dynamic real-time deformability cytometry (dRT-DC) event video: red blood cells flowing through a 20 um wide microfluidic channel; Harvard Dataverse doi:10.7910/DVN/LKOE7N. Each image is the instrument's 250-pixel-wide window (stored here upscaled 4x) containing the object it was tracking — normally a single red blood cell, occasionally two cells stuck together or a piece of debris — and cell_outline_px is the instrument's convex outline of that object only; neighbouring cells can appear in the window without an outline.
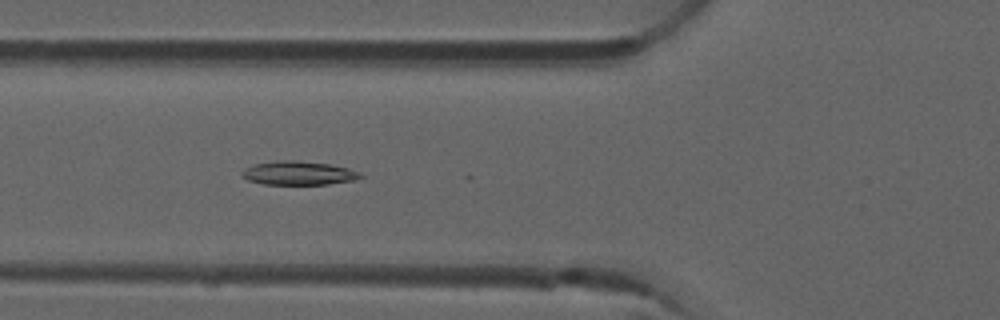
{"species": "common noctule bat (a hibernating species)", "species_latin": "Nyctalus noctula", "temperature_condition": "room temperature", "stored_images_in_passage": 47, "camera_frame_rate_fps": 3000, "um_per_image_px": 0.085, "animal": {"sex": "male", "forearm_length_mm": 52.5}, "frame": {"image": 1, "passage_image": 14, "time_ms": 4.333, "image_size_px": [1000, 320], "cell_outline_px": [[364, 176], [356, 180], [328, 184], [264, 184], [248, 180], [240, 176], [240, 172], [244, 168], [252, 164], [276, 160], [296, 160], [328, 164], [348, 168], [360, 172]], "centroid_in_image_um": [25.34, 14.7], "position_along_channel_um": 100.5, "area_um2": 16.59}}
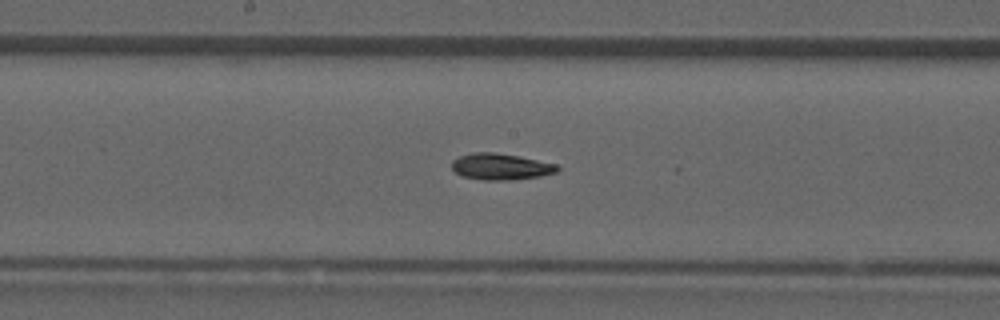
{"frame": {"image": 2, "passage_image": 22, "time_ms": 7.0, "image_size_px": [1000, 320], "cell_outline_px": [[560, 168], [556, 172], [540, 176], [512, 180], [480, 180], [460, 176], [452, 168], [452, 160], [460, 156], [472, 152], [492, 152], [516, 156], [556, 164]], "centroid_in_image_um": [42.51, 14.17], "position_along_channel_um": 205.7, "area_um2": 16.13}}
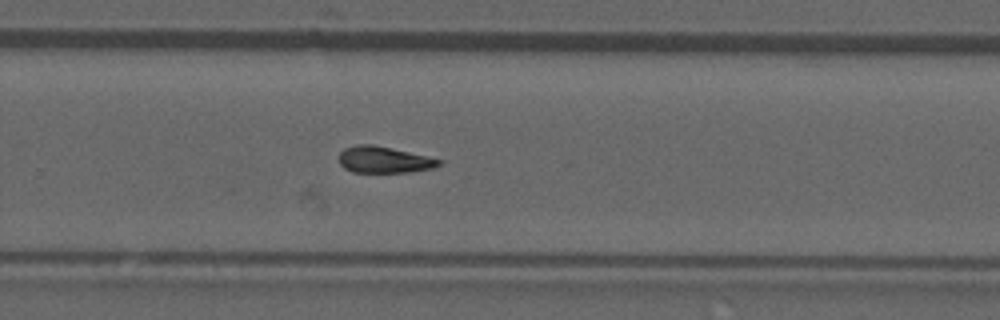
{"frame": {"image": 3, "passage_image": 29, "time_ms": 9.333, "image_size_px": [1000, 320], "cell_outline_px": [[444, 160], [440, 164], [432, 168], [408, 172], [352, 172], [344, 168], [340, 164], [340, 152], [344, 148], [356, 144], [372, 144]], "centroid_in_image_um": [32.61, 13.58], "position_along_channel_um": 297.2, "area_um2": 15.26}, "authors_computed_cell_mechanics": {"area_um2": 15.7216, "velocity_mm_per_s": 3.9446, "shape_relaxation_time_tau1_ms": null, "shape_relaxation_time_tau2_ms": 4.1545, "deformation_change_tau1": null, "deformation_change_tau2": 0.1125}}